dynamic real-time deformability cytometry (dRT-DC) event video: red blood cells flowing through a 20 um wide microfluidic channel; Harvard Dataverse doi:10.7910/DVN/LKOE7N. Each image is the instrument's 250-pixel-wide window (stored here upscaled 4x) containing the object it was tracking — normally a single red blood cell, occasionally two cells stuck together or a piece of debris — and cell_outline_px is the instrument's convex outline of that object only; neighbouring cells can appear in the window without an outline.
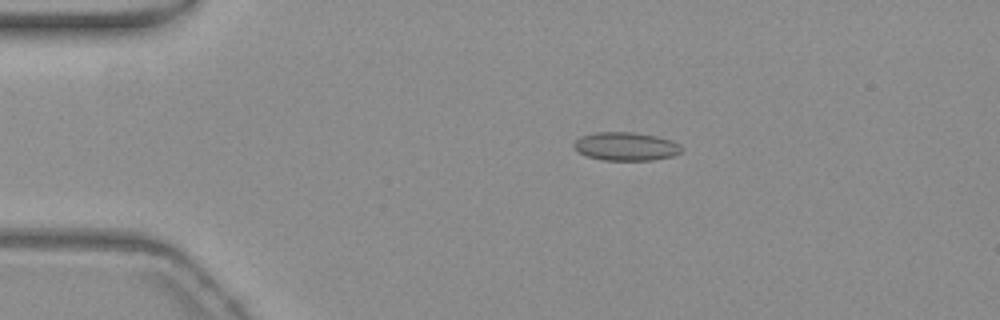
{"species": "common noctule bat (a hibernating species)", "species_latin": "Nyctalus noctula", "temperature_condition": "warm", "stored_images_in_passage": 55, "camera_frame_rate_fps": 3000, "um_per_image_px": 0.085, "animal": {"sex": "female", "body_mass_g": 19.3, "forearm_length_mm": 54.1}, "frame": {"image": 1, "passage_image": 11, "time_ms": 3.333, "image_size_px": [1000, 320], "cell_outline_px": [[684, 148], [680, 152], [672, 156], [652, 160], [604, 160], [588, 156], [580, 152], [572, 144], [580, 136], [596, 132], [636, 132], [656, 136], [672, 140], [680, 144]], "centroid_in_image_um": [53.23, 12.43], "position_along_channel_um": 31.8, "area_um2": 17.8}}
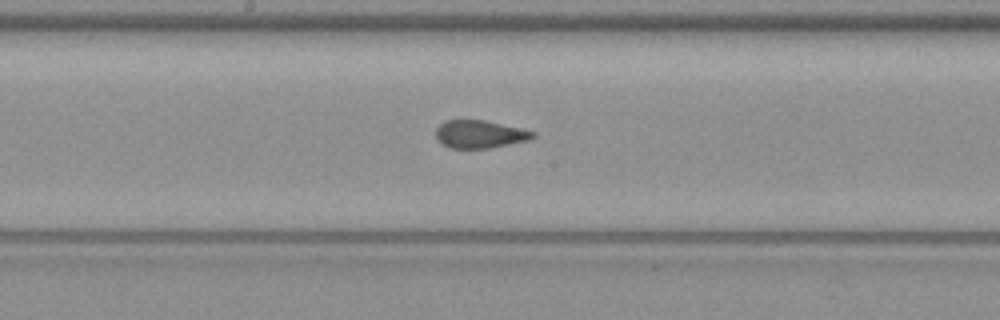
{"frame": {"image": 2, "passage_image": 29, "time_ms": 9.333, "image_size_px": [1000, 320], "cell_outline_px": [[536, 136], [532, 140], [488, 148], [448, 148], [440, 144], [436, 140], [436, 128], [444, 120], [484, 120], [520, 128], [536, 132]], "centroid_in_image_um": [40.77, 11.41], "position_along_channel_um": 207.4, "area_um2": 15.95}}
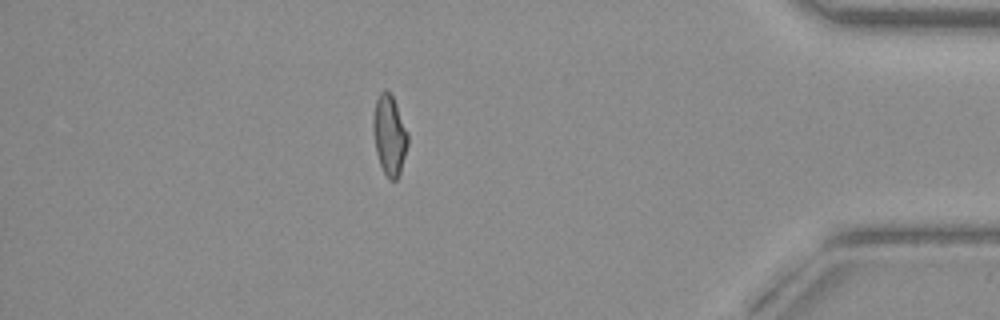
{"frame": {"image": 3, "passage_image": 48, "time_ms": 15.667, "image_size_px": [1000, 320], "cell_outline_px": [[408, 144], [400, 172], [396, 180], [388, 180], [380, 164], [376, 152], [372, 132], [372, 116], [376, 100], [380, 92], [384, 88], [392, 96], [396, 104], [408, 132]], "centroid_in_image_um": [33.08, 11.48], "position_along_channel_um": 402.1, "area_um2": 16.3}, "authors_computed_cell_mechanics": {"area_um2": 16.8198, "velocity_mm_per_s": 3.7596, "shape_relaxation_time_tau1_ms": null, "shape_relaxation_time_tau2_ms": 0.8627, "deformation_change_tau1": null, "deformation_change_tau2": 0.0571}}